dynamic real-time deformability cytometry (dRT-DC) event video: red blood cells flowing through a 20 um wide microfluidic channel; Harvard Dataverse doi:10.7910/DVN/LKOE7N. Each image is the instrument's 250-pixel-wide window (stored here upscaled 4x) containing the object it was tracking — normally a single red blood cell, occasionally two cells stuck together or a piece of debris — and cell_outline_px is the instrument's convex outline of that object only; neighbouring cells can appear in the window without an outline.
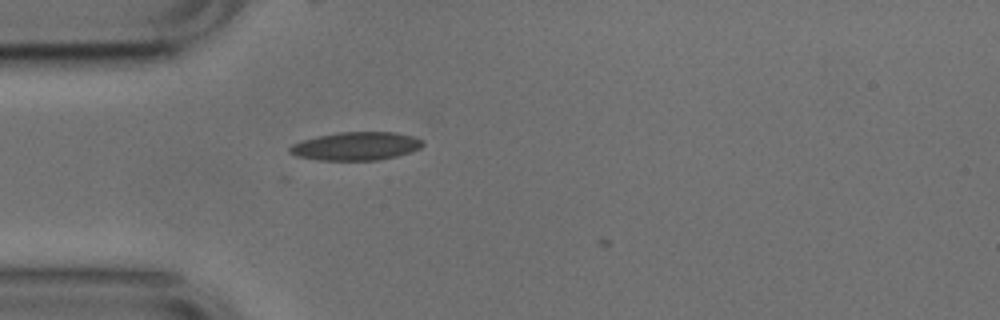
{"species": "common noctule bat (a hibernating species)", "species_latin": "Nyctalus noctula", "temperature_condition": "cold", "stored_images_in_passage": 3, "camera_frame_rate_fps": 3000, "um_per_image_px": 0.085, "animal": {"sex": "male", "body_mass_g": 17.9, "forearm_length_mm": 54.2}, "frame": {"image": 1, "passage_image": 2, "time_ms": 0.333, "image_size_px": [1000, 320], "cell_outline_px": [[424, 144], [420, 148], [396, 156], [380, 160], [320, 160], [296, 156], [288, 152], [288, 148], [292, 144], [316, 136], [340, 132], [396, 132], [416, 136], [424, 140]], "centroid_in_image_um": [30.28, 12.41], "position_along_channel_um": 54.7, "area_um2": 22.02}}